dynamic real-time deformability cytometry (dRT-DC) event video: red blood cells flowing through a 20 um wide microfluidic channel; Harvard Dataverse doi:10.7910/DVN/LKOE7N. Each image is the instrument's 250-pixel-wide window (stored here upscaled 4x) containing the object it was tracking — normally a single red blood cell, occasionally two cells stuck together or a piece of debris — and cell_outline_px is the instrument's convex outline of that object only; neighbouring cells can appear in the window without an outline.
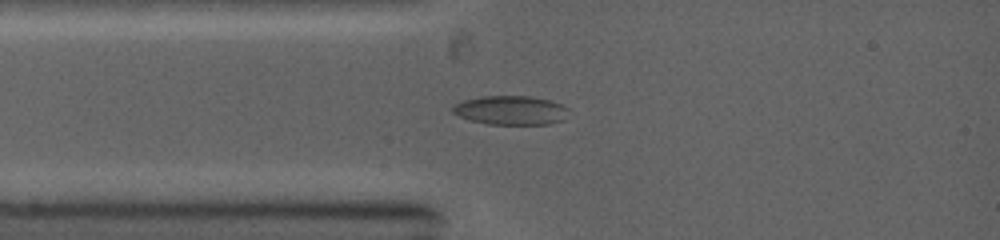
{"species": "common noctule bat (a hibernating species)", "species_latin": "Nyctalus noctula", "temperature_condition": "warm", "stored_images_in_passage": 30, "camera_frame_rate_fps": 5000, "um_per_image_px": 0.085, "animal": {"sex": "female", "body_mass_g": 19.0, "forearm_length_mm": 53.3}, "frame": {"image": 1, "passage_image": 2, "time_ms": 0.6, "image_size_px": [1000, 240], "cell_outline_px": [[568, 108], [564, 120], [548, 124], [488, 124], [472, 120], [460, 116], [452, 112], [452, 108], [456, 104], [464, 100], [480, 96], [528, 96], [548, 100], [560, 104]], "centroid_in_image_um": [43.41, 9.37], "position_along_channel_um": 41.6, "area_um2": 19.36}}
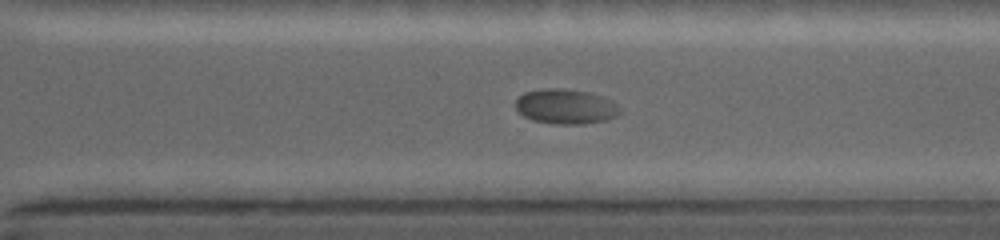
{"frame": {"image": 2, "passage_image": 17, "time_ms": 7.0, "image_size_px": [1000, 240], "cell_outline_px": [[620, 112], [616, 116], [608, 120], [584, 124], [556, 124], [532, 120], [524, 116], [516, 108], [516, 100], [524, 92], [544, 88], [560, 88], [588, 92], [612, 100], [620, 108]], "centroid_in_image_um": [48.09, 9.06], "position_along_channel_um": 322.5, "area_um2": 21.21}}
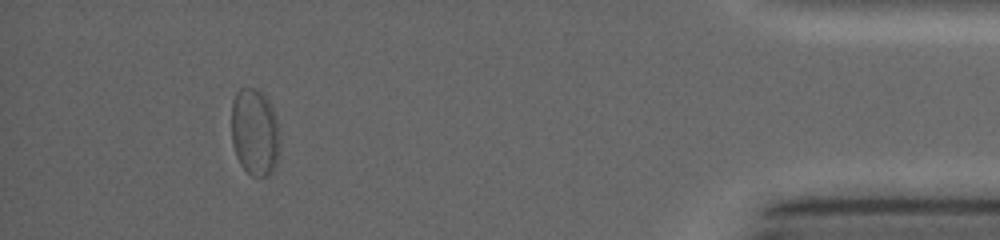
{"frame": {"image": 3, "passage_image": 25, "time_ms": 10.6, "image_size_px": [1000, 240], "cell_outline_px": [[280, 144], [276, 164], [272, 172], [268, 176], [252, 176], [240, 164], [236, 156], [232, 144], [232, 100], [236, 92], [240, 88], [256, 88], [264, 96], [272, 108], [276, 116], [280, 140]], "centroid_in_image_um": [21.65, 11.25], "position_along_channel_um": 413.5, "area_um2": 24.68}}